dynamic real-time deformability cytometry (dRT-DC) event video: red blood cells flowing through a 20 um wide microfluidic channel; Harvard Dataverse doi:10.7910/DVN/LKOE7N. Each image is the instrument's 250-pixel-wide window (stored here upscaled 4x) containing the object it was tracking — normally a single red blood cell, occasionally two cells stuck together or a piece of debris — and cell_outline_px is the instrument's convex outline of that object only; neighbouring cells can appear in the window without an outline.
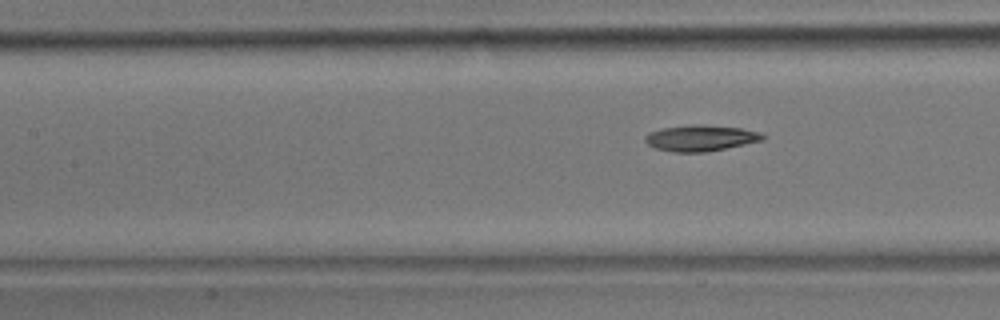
{"species": "common noctule bat (a hibernating species)", "species_latin": "Nyctalus noctula", "temperature_condition": "room temperature", "stored_images_in_passage": 7, "camera_frame_rate_fps": 3000, "um_per_image_px": 0.085, "animal": {"sex": "male", "body_mass_g": 17.9}, "frame": {"image": 1, "passage_image": 7, "time_ms": 2.0, "image_size_px": [1000, 320], "cell_outline_px": [[764, 140], [708, 152], [672, 152], [656, 148], [648, 144], [644, 140], [644, 136], [648, 132], [664, 128], [692, 124], [704, 124], [740, 128], [760, 132], [764, 136]], "centroid_in_image_um": [59.54, 11.73], "position_along_channel_um": 147.9, "area_um2": 17.92}}